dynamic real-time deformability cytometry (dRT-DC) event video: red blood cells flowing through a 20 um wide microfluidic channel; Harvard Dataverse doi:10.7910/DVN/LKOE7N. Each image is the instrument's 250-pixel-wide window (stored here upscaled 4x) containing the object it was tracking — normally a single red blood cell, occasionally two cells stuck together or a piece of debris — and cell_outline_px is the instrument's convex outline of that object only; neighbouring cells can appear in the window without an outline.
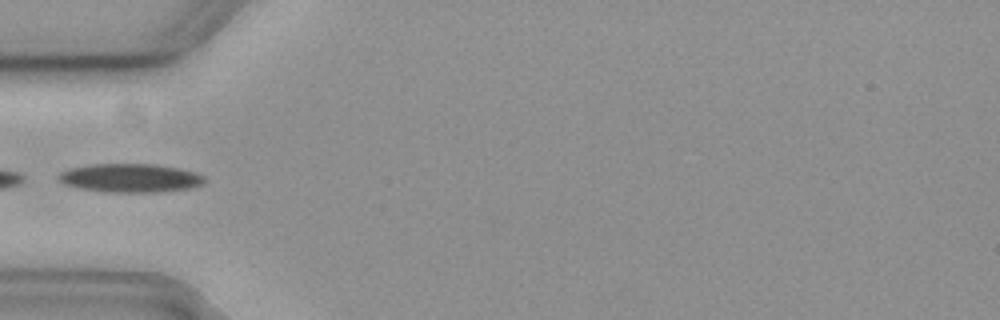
{"species": "common noctule bat (a hibernating species)", "species_latin": "Nyctalus noctula", "temperature_condition": "cold", "stored_images_in_passage": 3, "camera_frame_rate_fps": 3000, "um_per_image_px": 0.085, "animal": {"sex": "female", "body_mass_g": 19.3, "forearm_length_mm": 54.1}, "frame": {"image": 1, "passage_image": 3, "time_ms": 0.667, "image_size_px": [1000, 320], "cell_outline_px": [[204, 184], [188, 188], [156, 192], [108, 192], [80, 188], [64, 184], [56, 176], [60, 172], [72, 168], [92, 164], [156, 164], [180, 168], [196, 172], [204, 176]], "centroid_in_image_um": [11.09, 15.12], "position_along_channel_um": 73.9, "area_um2": 24.28}}